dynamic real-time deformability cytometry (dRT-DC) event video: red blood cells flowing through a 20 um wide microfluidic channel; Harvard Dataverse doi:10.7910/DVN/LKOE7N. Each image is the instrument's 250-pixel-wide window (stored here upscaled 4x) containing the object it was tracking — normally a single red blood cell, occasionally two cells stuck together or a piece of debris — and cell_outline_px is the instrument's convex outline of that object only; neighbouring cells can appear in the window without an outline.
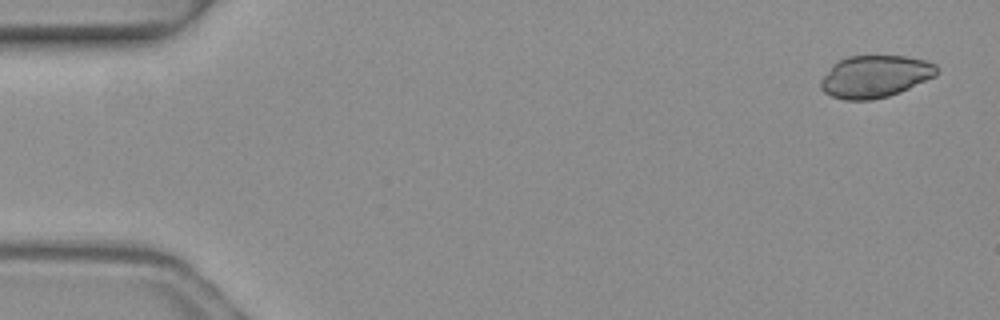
{"species": "common noctule bat (a hibernating species)", "species_latin": "Nyctalus noctula", "temperature_condition": "warm", "stored_images_in_passage": 4, "segment_of_instrument_passage": [2, 2], "camera_frame_rate_fps": 3000, "um_per_image_px": 0.085, "animal": {"sex": "female", "body_mass_g": 19.3, "forearm_length_mm": 54.1}, "frame": {"image": 1, "passage_image": 4, "time_ms": 1.0, "image_size_px": [1000, 320], "cell_outline_px": [[940, 72], [936, 76], [900, 92], [888, 96], [872, 100], [844, 100], [832, 96], [824, 92], [820, 88], [820, 80], [832, 64], [848, 56], [904, 56], [924, 60], [936, 64]], "centroid_in_image_um": [74.38, 6.5], "position_along_channel_um": 10.6, "area_um2": 28.67}}